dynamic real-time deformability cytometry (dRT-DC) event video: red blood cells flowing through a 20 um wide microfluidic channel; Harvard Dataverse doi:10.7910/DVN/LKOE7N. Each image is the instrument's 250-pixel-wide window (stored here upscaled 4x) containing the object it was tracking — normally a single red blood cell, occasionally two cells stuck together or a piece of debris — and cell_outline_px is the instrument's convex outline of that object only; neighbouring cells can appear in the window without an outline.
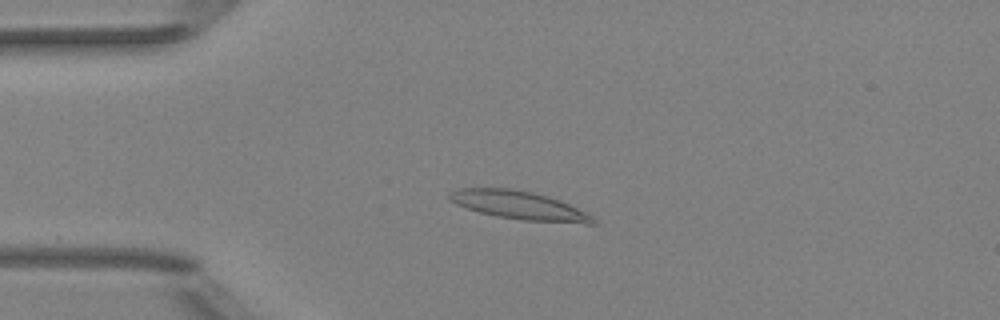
{"species": "Egyptian fruit bat (a non-hibernating species)", "species_latin": "Rousettus aegyptiacus", "temperature_condition": "room temperature", "stored_images_in_passage": 51, "camera_frame_rate_fps": 3000, "um_per_image_px": 0.085, "animal": {"sex": "female"}, "frame": {"image": 1, "passage_image": 12, "time_ms": 3.667, "image_size_px": [1000, 320], "cell_outline_px": [[600, 224], [584, 224], [524, 220], [496, 216], [480, 212], [456, 204], [448, 200], [448, 192], [460, 188], [508, 188], [532, 192], [548, 196], [560, 200], [592, 216]], "centroid_in_image_um": [44.12, 17.45], "position_along_channel_um": 40.9, "area_um2": 23.7}}
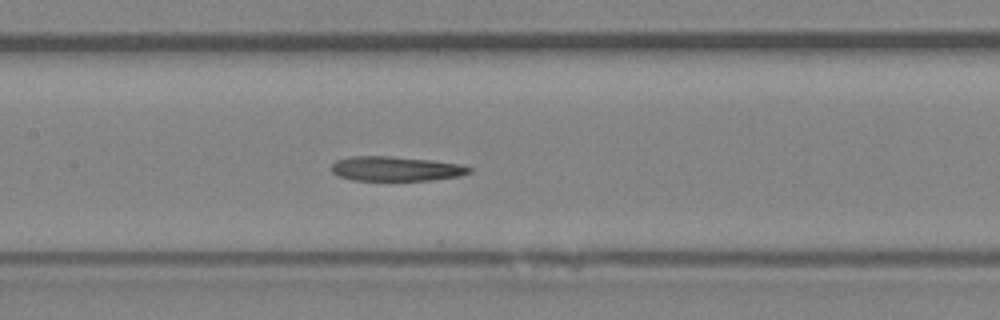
{"frame": {"image": 2, "passage_image": 24, "time_ms": 7.667, "image_size_px": [1000, 320], "cell_outline_px": [[472, 172], [460, 176], [432, 180], [352, 180], [340, 176], [332, 172], [332, 164], [336, 160], [352, 156], [392, 156], [432, 160], [460, 164], [472, 168]], "centroid_in_image_um": [33.67, 14.34], "position_along_channel_um": 173.7, "area_um2": 19.77}}
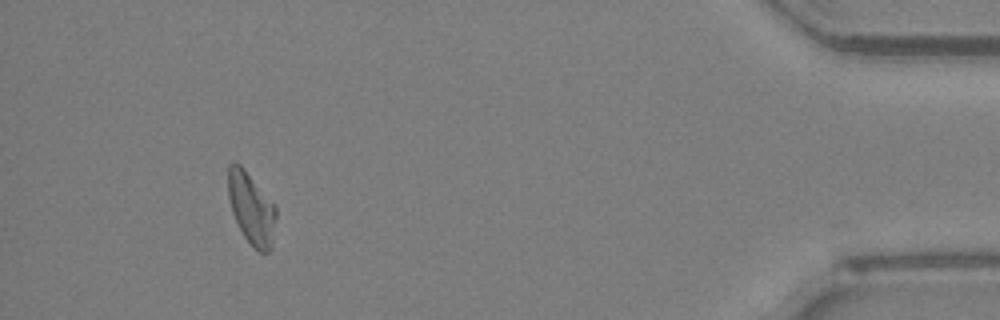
{"frame": {"image": 3, "passage_image": 47, "time_ms": 15.333, "image_size_px": [1000, 320], "cell_outline_px": [[276, 216], [272, 248], [268, 252], [260, 252], [244, 236], [232, 212], [228, 196], [228, 164], [232, 160], [236, 160], [244, 168], [276, 204]], "centroid_in_image_um": [21.37, 17.65], "position_along_channel_um": 413.8, "area_um2": 20.23}, "authors_computed_cell_mechanics": {"area_um2": 21.097, "velocity_mm_per_s": 3.9906, "shape_relaxation_time_tau1_ms": null, "shape_relaxation_time_tau2_ms": 6.855, "deformation_change_tau1": null, "deformation_change_tau2": 0.1877}}